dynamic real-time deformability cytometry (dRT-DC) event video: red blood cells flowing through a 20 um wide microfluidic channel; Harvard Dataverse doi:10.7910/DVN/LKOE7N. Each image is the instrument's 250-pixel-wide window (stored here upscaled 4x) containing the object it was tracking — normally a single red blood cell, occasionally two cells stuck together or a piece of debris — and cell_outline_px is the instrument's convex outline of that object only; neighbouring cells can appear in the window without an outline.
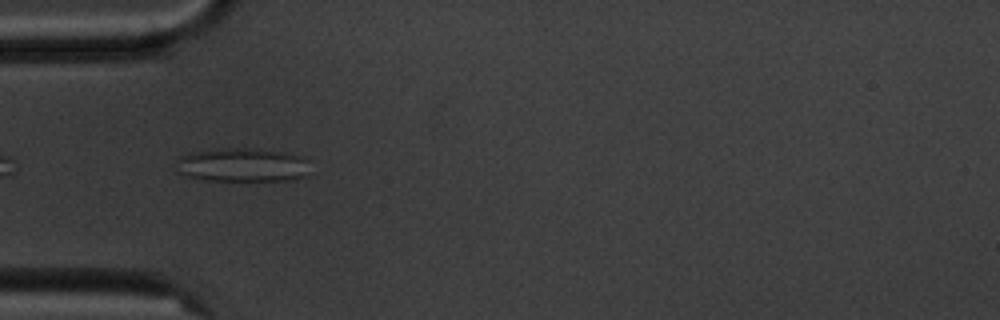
{"species": "common noctule bat (a hibernating species)", "species_latin": "Nyctalus noctula", "temperature_condition": "cold", "stored_images_in_passage": 4, "camera_frame_rate_fps": 3000, "um_per_image_px": 0.085, "animal": {"sex": "male", "body_mass_g": 20.1, "forearm_length_mm": 53.5}, "frame": {"image": 1, "passage_image": 3, "time_ms": 2.333, "image_size_px": [1000, 320], "cell_outline_px": [[308, 176], [292, 180], [204, 180], [188, 176], [176, 172], [176, 160], [180, 156], [192, 152], [220, 148], [256, 148], [284, 152], [300, 156], [308, 160]], "centroid_in_image_um": [20.6, 14.01], "position_along_channel_um": 64.4, "area_um2": 26.65}}
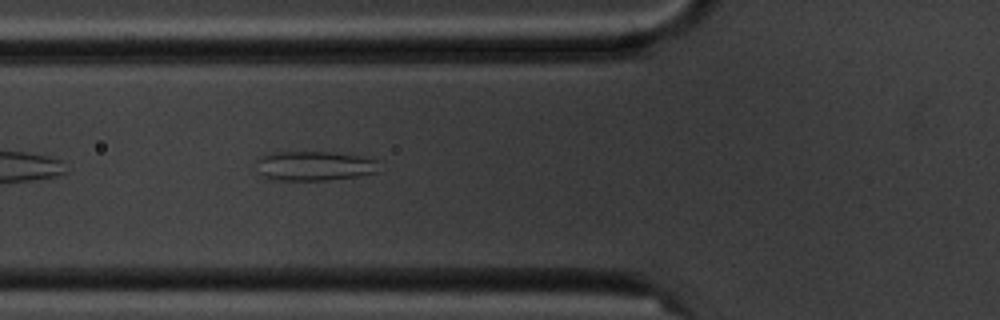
{"frame": {"image": 2, "passage_image": 4, "time_ms": 3.333, "image_size_px": [1000, 320], "cell_outline_px": [[376, 172], [360, 176], [328, 180], [276, 180], [264, 176], [260, 172], [256, 160], [260, 156], [272, 152], [332, 152], [360, 156], [376, 160]], "centroid_in_image_um": [26.69, 14.1], "position_along_channel_um": 99.1, "area_um2": 20.92}}